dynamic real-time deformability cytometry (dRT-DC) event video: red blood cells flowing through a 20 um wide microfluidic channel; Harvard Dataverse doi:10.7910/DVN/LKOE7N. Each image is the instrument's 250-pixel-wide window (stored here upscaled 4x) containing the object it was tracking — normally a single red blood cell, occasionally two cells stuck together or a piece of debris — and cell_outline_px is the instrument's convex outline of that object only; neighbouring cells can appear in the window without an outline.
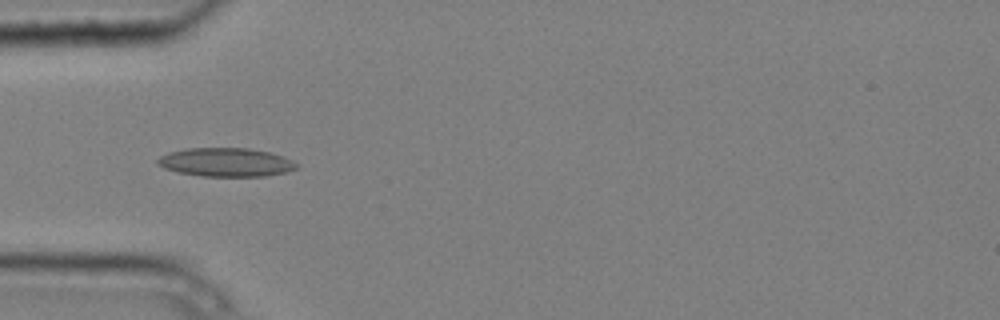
{"species": "common noctule bat (a hibernating species)", "species_latin": "Nyctalus noctula", "temperature_condition": "cold", "stored_images_in_passage": 6, "camera_frame_rate_fps": 3000, "um_per_image_px": 0.085, "animal": {"sex": "male", "body_mass_g": 20.4}, "frame": {"image": 1, "passage_image": 4, "time_ms": 1.0, "image_size_px": [1000, 320], "cell_outline_px": [[300, 168], [268, 176], [200, 176], [176, 172], [164, 168], [156, 164], [156, 160], [160, 156], [168, 152], [188, 148], [248, 148], [268, 152], [292, 160], [300, 164]], "centroid_in_image_um": [19.19, 13.8], "position_along_channel_um": 65.8, "area_um2": 23.35}}
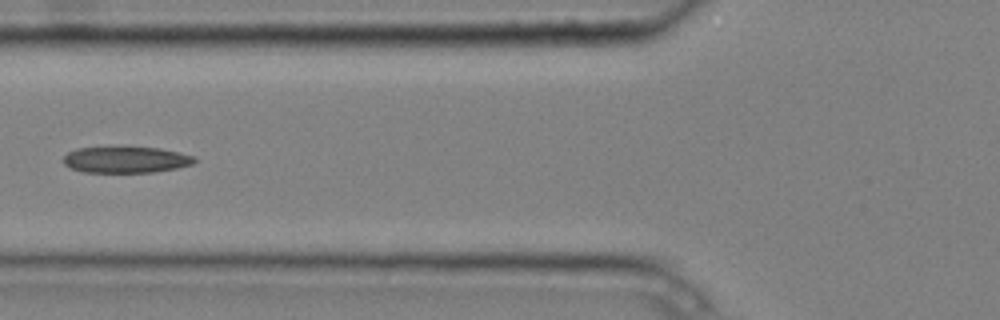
{"frame": {"image": 2, "passage_image": 5, "time_ms": 1.333, "image_size_px": [1000, 320], "cell_outline_px": [[196, 160], [192, 164], [176, 168], [156, 172], [80, 172], [64, 164], [64, 156], [68, 152], [76, 148], [120, 144], [160, 148], [180, 152], [192, 156]], "centroid_in_image_um": [10.66, 13.52], "position_along_channel_um": 115.1, "area_um2": 20.98}}
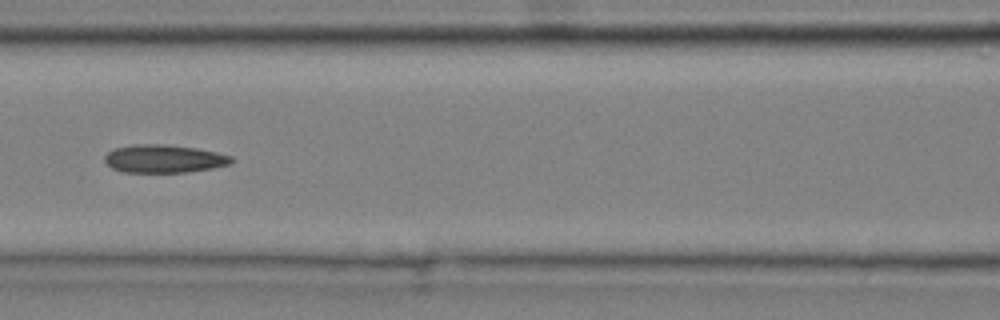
{"frame": {"image": 3, "passage_image": 6, "time_ms": 1.667, "image_size_px": [1000, 320], "cell_outline_px": [[236, 160], [232, 164], [212, 168], [188, 172], [124, 172], [112, 168], [104, 160], [104, 156], [112, 148], [132, 144], [164, 144], [196, 148], [216, 152], [232, 156]], "centroid_in_image_um": [13.95, 13.48], "position_along_channel_um": 152.6, "area_um2": 20.92}}